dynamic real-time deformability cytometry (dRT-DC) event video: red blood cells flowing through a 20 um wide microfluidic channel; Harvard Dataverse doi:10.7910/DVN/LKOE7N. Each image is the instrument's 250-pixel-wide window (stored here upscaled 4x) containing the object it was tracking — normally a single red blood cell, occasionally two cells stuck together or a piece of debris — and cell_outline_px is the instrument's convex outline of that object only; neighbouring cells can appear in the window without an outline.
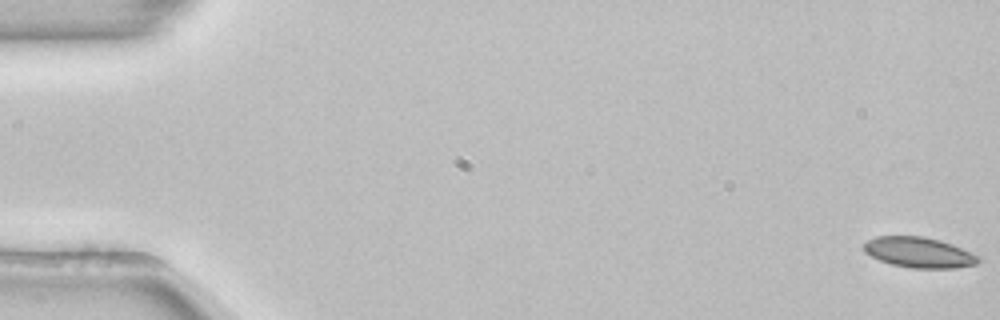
{"species": "common noctule bat (a hibernating species)", "species_latin": "Nyctalus noctula", "temperature_condition": "room temperature", "stored_images_in_passage": 54, "camera_frame_rate_fps": 3000, "um_per_image_px": 0.085, "animal": {"sex": "female", "body_mass_g": 22.7, "forearm_length_mm": 54.2}, "frame": {"image": 1, "passage_image": 1, "time_ms": 0.0, "image_size_px": [1000, 320], "cell_outline_px": [[980, 260], [976, 264], [956, 268], [912, 268], [892, 264], [880, 260], [864, 252], [864, 244], [868, 240], [876, 236], [924, 236], [940, 240], [952, 244], [980, 256]], "centroid_in_image_um": [78.13, 21.45], "position_along_channel_um": 6.9, "area_um2": 20.29}}
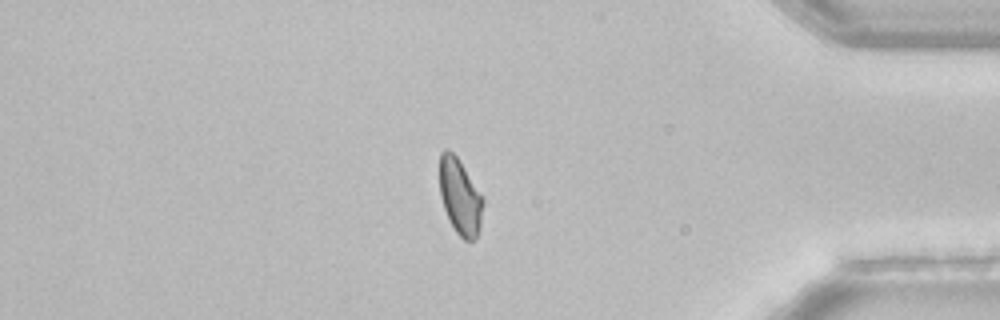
{"frame": {"image": 2, "passage_image": 46, "time_ms": 15.0, "image_size_px": [1000, 320], "cell_outline_px": [[484, 200], [480, 224], [476, 240], [464, 240], [456, 232], [448, 220], [440, 196], [440, 152], [444, 148], [448, 148], [456, 156]], "centroid_in_image_um": [39.08, 16.73], "position_along_channel_um": 396.1, "area_um2": 18.96}}
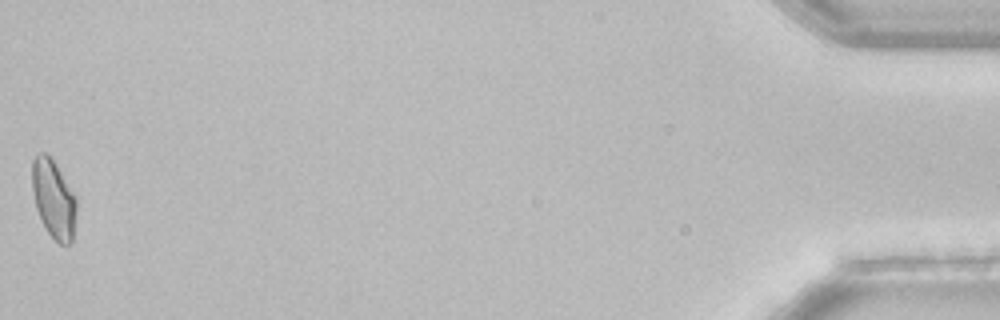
{"frame": {"image": 3, "passage_image": 54, "time_ms": 17.667, "image_size_px": [1000, 320], "cell_outline_px": [[76, 212], [72, 240], [68, 244], [60, 244], [48, 232], [36, 208], [32, 192], [32, 160], [40, 152], [44, 152], [56, 164], [76, 196]], "centroid_in_image_um": [4.55, 16.89], "position_along_channel_um": 430.6, "area_um2": 20.0}, "authors_computed_cell_mechanics": {"area_um2": 20.3456, "velocity_mm_per_s": 3.8588, "shape_relaxation_time_tau1_ms": 9.161, "shape_relaxation_time_tau2_ms": 1.6688, "deformation_change_tau1": 0.1294, "deformation_change_tau2": 0.0426}}